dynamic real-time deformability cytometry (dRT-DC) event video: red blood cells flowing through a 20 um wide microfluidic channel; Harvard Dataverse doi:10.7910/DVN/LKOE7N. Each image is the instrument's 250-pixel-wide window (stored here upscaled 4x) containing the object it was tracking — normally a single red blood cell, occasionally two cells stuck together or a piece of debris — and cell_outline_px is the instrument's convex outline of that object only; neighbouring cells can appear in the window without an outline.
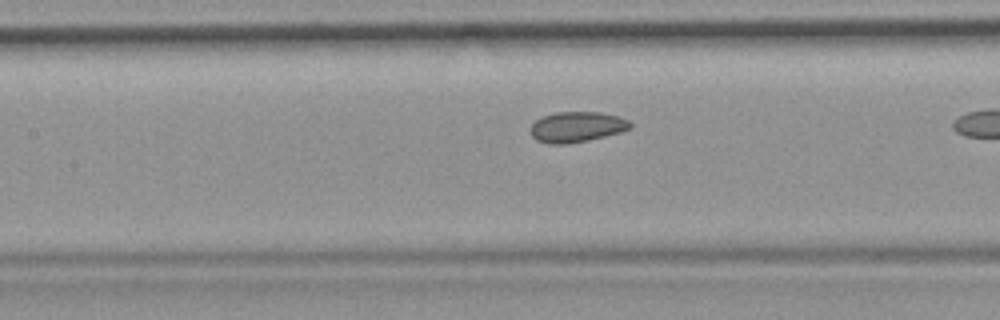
{"species": "common noctule bat (a hibernating species)", "species_latin": "Nyctalus noctula", "temperature_condition": "room temperature", "stored_images_in_passage": 9, "camera_frame_rate_fps": 3000, "um_per_image_px": 0.085, "animal": {"sex": "female", "body_mass_g": 19.9}, "frame": {"image": 1, "passage_image": 8, "time_ms": 2.333, "image_size_px": [1000, 320], "cell_outline_px": [[632, 128], [620, 132], [588, 140], [568, 144], [548, 144], [536, 140], [532, 136], [528, 128], [536, 120], [544, 116], [556, 112], [600, 112], [616, 116], [628, 120], [632, 124]], "centroid_in_image_um": [48.99, 10.79], "position_along_channel_um": 158.4, "area_um2": 17.74}}